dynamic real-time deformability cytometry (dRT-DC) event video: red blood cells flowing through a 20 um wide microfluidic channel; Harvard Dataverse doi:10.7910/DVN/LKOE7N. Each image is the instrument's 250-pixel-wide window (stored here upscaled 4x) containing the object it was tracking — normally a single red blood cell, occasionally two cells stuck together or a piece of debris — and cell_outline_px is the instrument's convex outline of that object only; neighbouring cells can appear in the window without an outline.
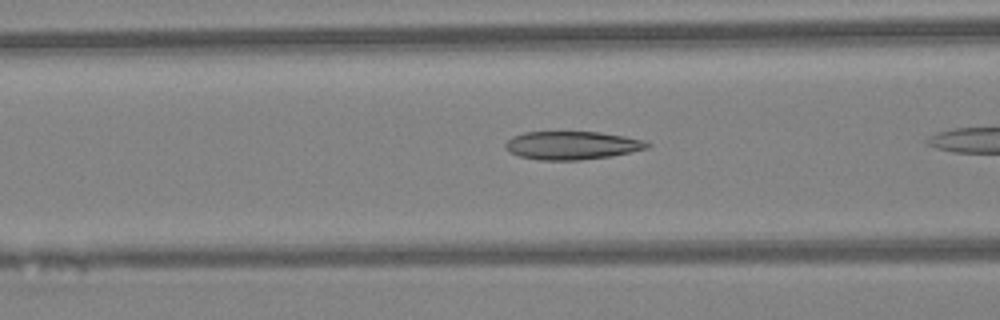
{"species": "Egyptian fruit bat (a non-hibernating species)", "species_latin": "Rousettus aegyptiacus", "temperature_condition": "warm", "stored_images_in_passage": 26, "camera_frame_rate_fps": 3000, "um_per_image_px": 0.085, "animal": {"sex": "female"}, "frame": {"image": 1, "passage_image": 15, "time_ms": 4.667, "image_size_px": [1000, 320], "cell_outline_px": [[652, 144], [648, 148], [632, 152], [612, 156], [580, 160], [540, 160], [520, 156], [508, 152], [504, 148], [504, 144], [512, 136], [524, 132], [600, 132], [624, 136], [644, 140]], "centroid_in_image_um": [48.62, 12.36], "position_along_channel_um": 118.0, "area_um2": 23.52}}